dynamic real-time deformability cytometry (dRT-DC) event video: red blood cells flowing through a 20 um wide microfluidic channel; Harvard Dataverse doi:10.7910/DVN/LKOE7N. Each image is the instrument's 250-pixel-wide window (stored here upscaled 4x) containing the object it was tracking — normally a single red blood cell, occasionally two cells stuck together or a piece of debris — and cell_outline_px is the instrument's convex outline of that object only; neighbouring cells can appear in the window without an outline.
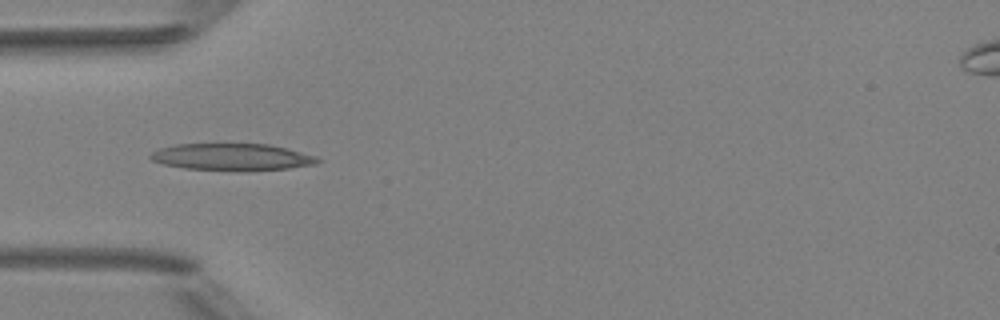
{"species": "Egyptian fruit bat (a non-hibernating species)", "species_latin": "Rousettus aegyptiacus", "temperature_condition": "room temperature", "stored_images_in_passage": 5, "camera_frame_rate_fps": 3000, "um_per_image_px": 0.085, "animal": {"sex": "female"}, "frame": {"image": 1, "passage_image": 4, "time_ms": 4.333, "image_size_px": [1000, 320], "cell_outline_px": [[320, 160], [316, 164], [288, 168], [184, 168], [164, 164], [152, 160], [148, 156], [152, 152], [160, 148], [176, 144], [268, 144], [316, 156]], "centroid_in_image_um": [19.67, 13.3], "position_along_channel_um": 65.3, "area_um2": 24.8}}
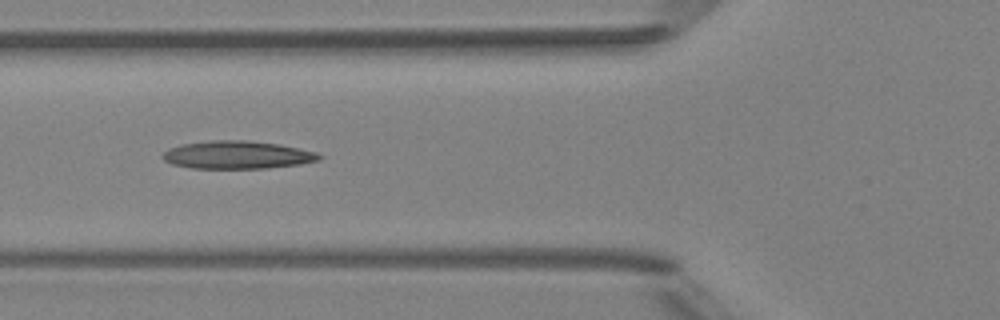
{"frame": {"image": 2, "passage_image": 5, "time_ms": 5.333, "image_size_px": [1000, 320], "cell_outline_px": [[324, 156], [320, 160], [300, 164], [268, 168], [192, 168], [172, 164], [164, 160], [164, 152], [168, 148], [180, 144], [212, 140], [248, 140], [280, 144], [316, 152]], "centroid_in_image_um": [20.19, 13.16], "position_along_channel_um": 105.6, "area_um2": 25.49}}